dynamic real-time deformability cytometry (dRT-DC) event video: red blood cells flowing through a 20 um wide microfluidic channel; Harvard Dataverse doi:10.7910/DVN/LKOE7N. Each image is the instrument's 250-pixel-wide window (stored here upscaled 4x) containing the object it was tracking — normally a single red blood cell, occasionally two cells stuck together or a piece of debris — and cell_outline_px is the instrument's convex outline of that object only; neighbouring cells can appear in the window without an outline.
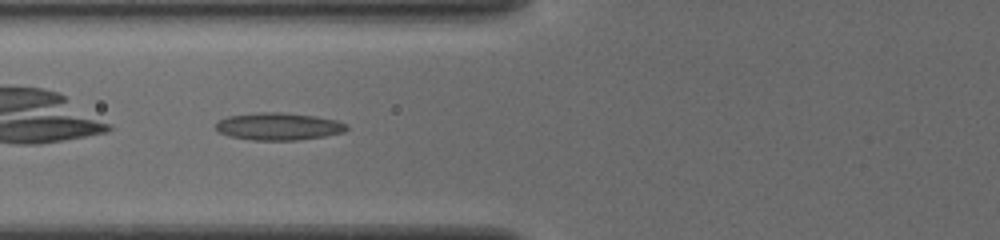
{"species": "common noctule bat (a hibernating species)", "species_latin": "Nyctalus noctula", "temperature_condition": "cold", "stored_images_in_passage": 15, "camera_frame_rate_fps": 3000, "um_per_image_px": 0.085, "animal": {"sex": "female", "body_mass_g": 19.5, "forearm_length_mm": 54.1}, "frame": {"image": 1, "passage_image": 3, "time_ms": 0.667, "image_size_px": [1000, 240], "cell_outline_px": [[348, 128], [344, 132], [324, 136], [300, 140], [252, 140], [228, 136], [220, 132], [216, 128], [216, 124], [220, 120], [228, 116], [260, 112], [280, 112], [312, 116], [336, 120], [348, 124]], "centroid_in_image_um": [23.69, 10.75], "position_along_channel_um": 102.1, "area_um2": 20.75}}
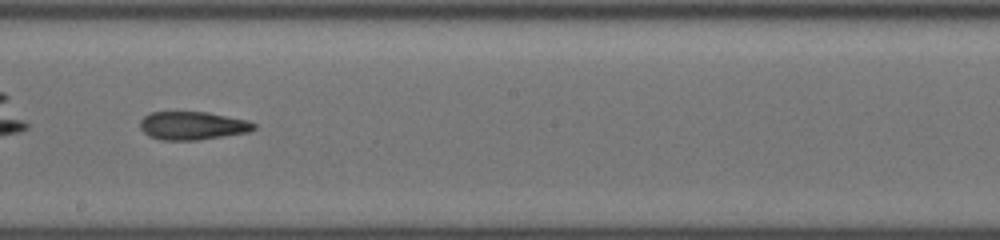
{"frame": {"image": 2, "passage_image": 13, "time_ms": 4.0, "image_size_px": [1000, 240], "cell_outline_px": [[256, 128], [248, 132], [224, 136], [196, 140], [160, 140], [148, 136], [140, 128], [140, 120], [148, 112], [208, 112], [248, 120], [256, 124]], "centroid_in_image_um": [16.35, 10.68], "position_along_channel_um": 231.9, "area_um2": 18.84}}